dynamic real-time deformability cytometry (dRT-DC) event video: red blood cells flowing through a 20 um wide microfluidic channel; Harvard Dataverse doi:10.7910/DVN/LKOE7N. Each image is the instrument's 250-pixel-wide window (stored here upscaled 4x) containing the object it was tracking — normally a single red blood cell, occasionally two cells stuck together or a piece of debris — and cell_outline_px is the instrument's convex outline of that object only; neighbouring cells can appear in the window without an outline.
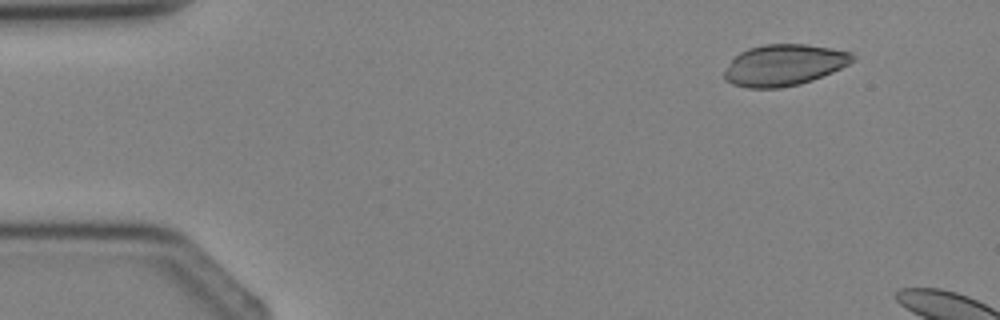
{"species": "Egyptian fruit bat (a non-hibernating species)", "species_latin": "Rousettus aegyptiacus", "temperature_condition": "cold", "stored_images_in_passage": 2, "camera_frame_rate_fps": 3000, "um_per_image_px": 0.085, "animal": {"sex": "female"}, "frame": {"image": 1, "passage_image": 2, "time_ms": 1.0, "image_size_px": [1000, 320], "cell_outline_px": [[856, 60], [832, 72], [812, 80], [800, 84], [780, 88], [748, 88], [732, 84], [724, 80], [724, 72], [732, 60], [740, 52], [748, 48], [764, 44], [804, 44], [832, 48], [852, 52], [856, 56]], "centroid_in_image_um": [66.66, 5.53], "position_along_channel_um": 18.3, "area_um2": 30.92}}